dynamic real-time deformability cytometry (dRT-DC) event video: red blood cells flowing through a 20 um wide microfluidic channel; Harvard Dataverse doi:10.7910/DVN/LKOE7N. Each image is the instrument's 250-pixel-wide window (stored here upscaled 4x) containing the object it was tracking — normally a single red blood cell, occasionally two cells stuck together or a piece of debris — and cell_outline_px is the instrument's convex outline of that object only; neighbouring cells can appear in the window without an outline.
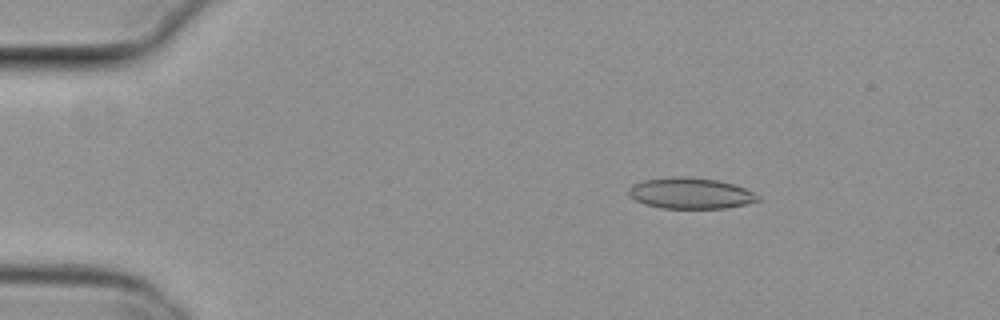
{"species": "common noctule bat (a hibernating species)", "species_latin": "Nyctalus noctula", "temperature_condition": "cold", "stored_images_in_passage": 50, "camera_frame_rate_fps": 3000, "um_per_image_px": 0.085, "animal": {"sex": "female", "body_mass_g": 29.2, "forearm_length_mm": 56.3}, "frame": {"image": 1, "passage_image": 4, "time_ms": 1.0, "image_size_px": [1000, 320], "cell_outline_px": [[764, 200], [748, 204], [724, 208], [660, 208], [644, 204], [636, 200], [628, 192], [628, 188], [632, 184], [644, 180], [676, 176], [680, 176], [716, 180], [732, 184], [744, 188], [760, 196]], "centroid_in_image_um": [58.72, 16.44], "position_along_channel_um": 26.3, "area_um2": 23.29}}
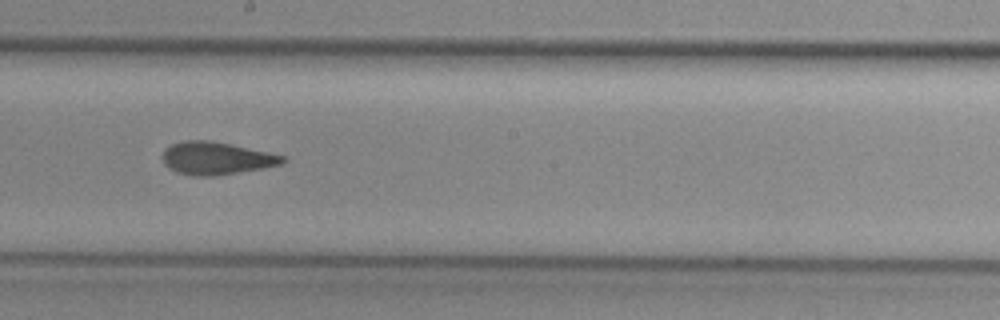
{"frame": {"image": 2, "passage_image": 26, "time_ms": 8.333, "image_size_px": [1000, 320], "cell_outline_px": [[288, 160], [280, 164], [264, 168], [212, 176], [192, 176], [176, 172], [168, 168], [164, 164], [164, 148], [172, 144], [184, 140], [212, 140], [232, 144], [268, 152], [284, 156]], "centroid_in_image_um": [18.37, 13.45], "position_along_channel_um": 229.8, "area_um2": 22.89}}
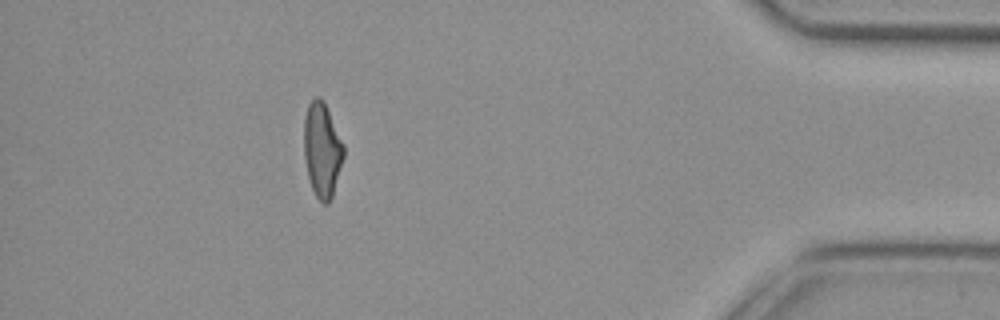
{"frame": {"image": 3, "passage_image": 44, "time_ms": 14.333, "image_size_px": [1000, 320], "cell_outline_px": [[344, 156], [332, 196], [328, 204], [324, 204], [316, 196], [312, 188], [308, 176], [304, 156], [304, 116], [308, 104], [316, 96], [320, 96], [324, 100], [344, 144]], "centroid_in_image_um": [27.38, 12.69], "position_along_channel_um": 407.8, "area_um2": 21.91}, "authors_computed_cell_mechanics": {"area_um2": 22.9177, "velocity_mm_per_s": 3.8117, "shape_relaxation_time_tau1_ms": null, "shape_relaxation_time_tau2_ms": 2.5154, "deformation_change_tau1": null, "deformation_change_tau2": 0.1042}}